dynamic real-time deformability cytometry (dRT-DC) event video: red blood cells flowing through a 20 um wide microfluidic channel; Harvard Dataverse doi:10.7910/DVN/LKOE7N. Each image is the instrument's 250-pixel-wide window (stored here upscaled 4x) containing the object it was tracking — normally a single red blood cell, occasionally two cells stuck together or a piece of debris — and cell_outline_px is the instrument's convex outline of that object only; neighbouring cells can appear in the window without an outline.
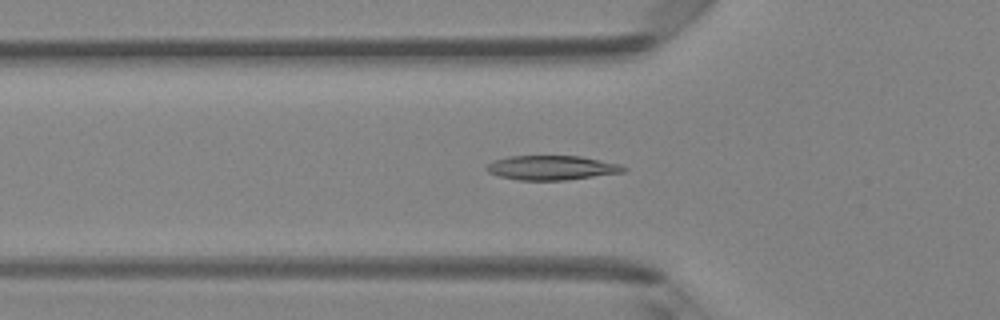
{"species": "Egyptian fruit bat (a non-hibernating species)", "species_latin": "Rousettus aegyptiacus", "temperature_condition": "room temperature", "stored_images_in_passage": 49, "camera_frame_rate_fps": 3000, "um_per_image_px": 0.085, "animal": {"sex": "female"}, "frame": {"image": 1, "passage_image": 17, "time_ms": 5.333, "image_size_px": [1000, 320], "cell_outline_px": [[628, 168], [624, 172], [564, 180], [520, 180], [500, 176], [488, 172], [484, 168], [492, 160], [508, 156], [580, 156], [620, 164]], "centroid_in_image_um": [46.87, 14.25], "position_along_channel_um": 78.9, "area_um2": 19.42}}
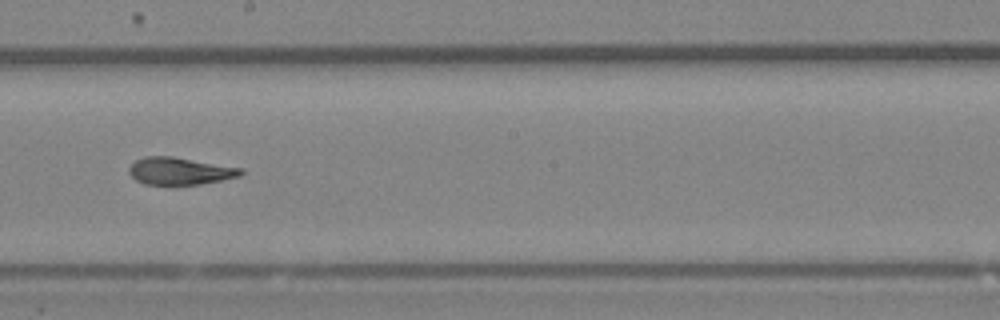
{"frame": {"image": 2, "passage_image": 28, "time_ms": 9.0, "image_size_px": [1000, 320], "cell_outline_px": [[244, 172], [240, 176], [200, 184], [172, 188], [144, 184], [136, 180], [128, 172], [128, 168], [136, 160], [144, 156], [172, 156], [244, 168]], "centroid_in_image_um": [15.26, 14.58], "position_along_channel_um": 232.9, "area_um2": 18.55}}
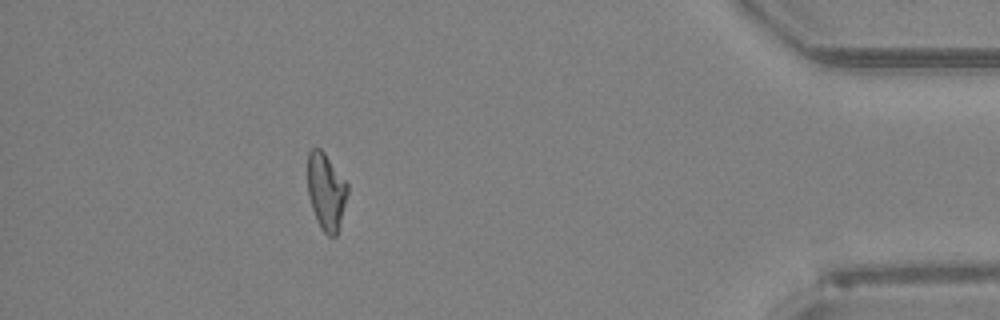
{"frame": {"image": 3, "passage_image": 44, "time_ms": 14.333, "image_size_px": [1000, 320], "cell_outline_px": [[348, 192], [336, 236], [328, 236], [320, 228], [316, 220], [308, 196], [308, 152], [312, 148], [320, 148], [324, 152], [348, 184]], "centroid_in_image_um": [27.71, 16.27], "position_along_channel_um": 407.5, "area_um2": 17.74}, "authors_computed_cell_mechanics": {"area_um2": 18.6694, "velocity_mm_per_s": 4.2201, "shape_relaxation_time_tau1_ms": 4.5604, "shape_relaxation_time_tau2_ms": 2.01, "deformation_change_tau1": 0.1744, "deformation_change_tau2": 0.0874}}